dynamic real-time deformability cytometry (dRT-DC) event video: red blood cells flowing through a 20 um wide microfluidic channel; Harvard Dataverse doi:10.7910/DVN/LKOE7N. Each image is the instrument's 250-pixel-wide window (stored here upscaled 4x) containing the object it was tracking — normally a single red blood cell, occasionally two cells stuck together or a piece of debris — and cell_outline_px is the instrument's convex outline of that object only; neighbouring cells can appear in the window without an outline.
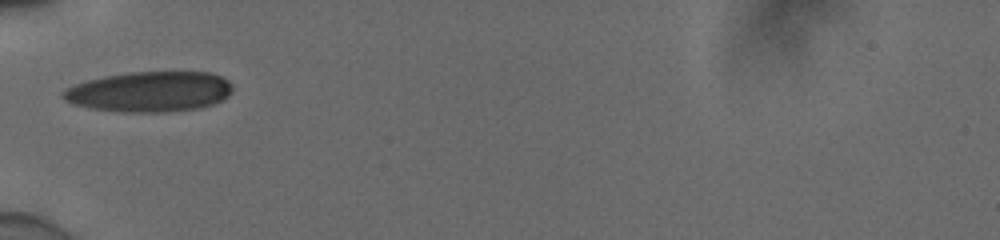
{"species": "human", "species_latin": "Homo sapiens", "temperature_condition": "cold", "stored_images_in_passage": 30, "camera_frame_rate_fps": 3000, "um_per_image_px": 0.085, "donor": {"sex": "male"}, "frame": {"image": 1, "passage_image": 1, "time_ms": 0.0, "image_size_px": [1000, 240], "cell_outline_px": [[232, 92], [228, 96], [212, 104], [196, 108], [164, 112], [120, 112], [92, 108], [72, 104], [64, 100], [60, 96], [60, 92], [64, 88], [88, 80], [104, 76], [128, 72], [208, 72], [220, 76], [228, 80], [232, 84]], "centroid_in_image_um": [12.67, 7.79], "position_along_channel_um": 72.3, "area_um2": 39.94}}
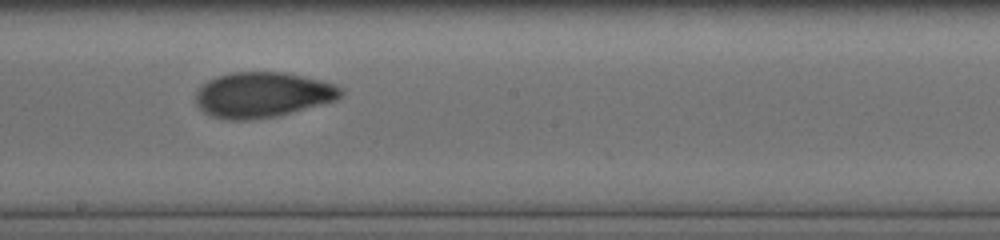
{"frame": {"image": 2, "passage_image": 13, "time_ms": 4.0, "image_size_px": [1000, 240], "cell_outline_px": [[344, 96], [336, 100], [276, 116], [248, 120], [224, 120], [208, 116], [196, 104], [196, 92], [208, 80], [216, 76], [232, 72], [284, 72], [304, 76], [336, 84], [344, 88]], "centroid_in_image_um": [22.33, 8.06], "position_along_channel_um": 225.9, "area_um2": 38.61}}
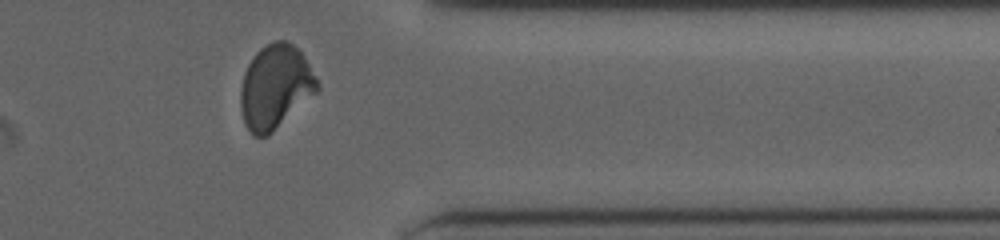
{"frame": {"image": 3, "passage_image": 26, "time_ms": 8.333, "image_size_px": [1000, 240], "cell_outline_px": [[320, 88], [316, 92], [268, 136], [252, 136], [244, 124], [240, 104], [240, 88], [244, 72], [248, 64], [256, 52], [260, 48], [272, 40], [284, 40], [292, 44], [304, 56], [316, 76], [320, 84]], "centroid_in_image_um": [23.38, 7.38], "position_along_channel_um": 388.0, "area_um2": 37.51}, "authors_computed_cell_mechanics": {"area_um2": 37.8301, "velocity_mm_per_s": 3.8914, "shape_relaxation_time_tau1_ms": 7.1388, "shape_relaxation_time_tau2_ms": 1.336, "deformation_change_tau1": 0.1868, "deformation_change_tau2": 0.0548}}